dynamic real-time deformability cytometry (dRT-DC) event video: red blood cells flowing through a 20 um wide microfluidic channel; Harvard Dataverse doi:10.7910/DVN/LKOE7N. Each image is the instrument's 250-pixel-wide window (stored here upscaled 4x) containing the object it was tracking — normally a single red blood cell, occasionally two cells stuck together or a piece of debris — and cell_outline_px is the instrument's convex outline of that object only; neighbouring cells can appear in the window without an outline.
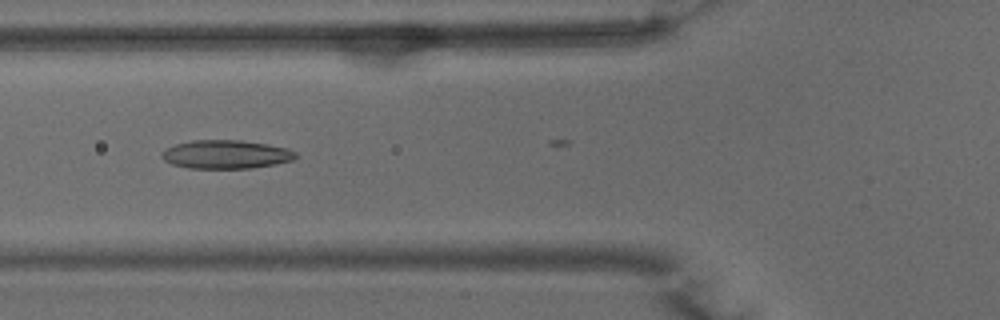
{"species": "common noctule bat (a hibernating species)", "species_latin": "Nyctalus noctula", "temperature_condition": "warm", "stored_images_in_passage": 19, "camera_frame_rate_fps": 3000, "um_per_image_px": 0.085, "animal": {"sex": "male", "body_mass_g": 15.6}, "frame": {"image": 1, "passage_image": 18, "time_ms": 5.667, "image_size_px": [1000, 320], "cell_outline_px": [[296, 156], [292, 160], [276, 164], [252, 168], [188, 168], [172, 164], [164, 160], [160, 156], [160, 152], [164, 148], [176, 144], [192, 140], [240, 140], [268, 144], [288, 148], [296, 152]], "centroid_in_image_um": [19.17, 13.12], "position_along_channel_um": 106.6, "area_um2": 22.43}}